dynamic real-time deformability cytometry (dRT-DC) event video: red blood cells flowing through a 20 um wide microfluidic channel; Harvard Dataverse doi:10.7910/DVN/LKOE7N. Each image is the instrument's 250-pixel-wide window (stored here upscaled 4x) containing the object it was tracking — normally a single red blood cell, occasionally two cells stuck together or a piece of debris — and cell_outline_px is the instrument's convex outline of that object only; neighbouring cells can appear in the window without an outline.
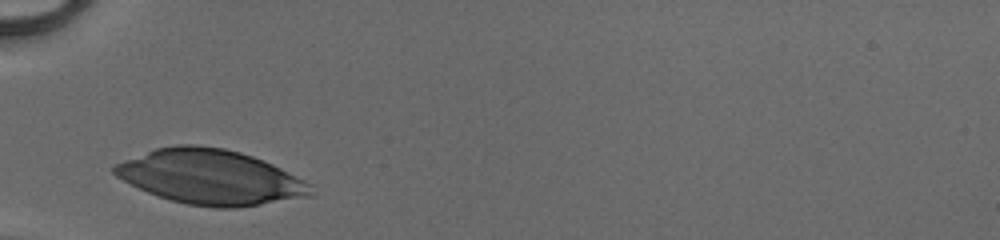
{"species": "human", "species_latin": "Homo sapiens", "temperature_condition": "cold", "stored_images_in_passage": 25, "camera_frame_rate_fps": 3000, "um_per_image_px": 0.085, "donor": {"sex": "male"}, "frame": {"image": 1, "passage_image": 1, "time_ms": 0.0, "image_size_px": [1000, 240], "cell_outline_px": [[316, 196], [236, 208], [212, 208], [188, 204], [168, 200], [148, 192], [116, 176], [112, 172], [112, 168], [116, 164], [156, 148], [176, 144], [196, 144], [224, 148], [240, 152], [264, 160], [312, 184]], "centroid_in_image_um": [17.95, 15.06], "position_along_channel_um": 67.0, "area_um2": 62.77}}
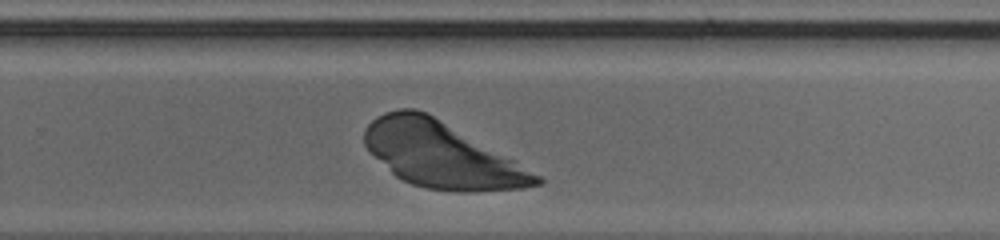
{"frame": {"image": 2, "passage_image": 18, "time_ms": 5.667, "image_size_px": [1000, 240], "cell_outline_px": [[544, 184], [524, 188], [424, 188], [412, 184], [396, 176], [364, 144], [364, 128], [376, 116], [384, 112], [400, 108], [416, 108], [432, 116], [516, 160], [540, 176], [544, 180]], "centroid_in_image_um": [37.49, 13.1], "position_along_channel_um": 292.3, "area_um2": 63.29}}